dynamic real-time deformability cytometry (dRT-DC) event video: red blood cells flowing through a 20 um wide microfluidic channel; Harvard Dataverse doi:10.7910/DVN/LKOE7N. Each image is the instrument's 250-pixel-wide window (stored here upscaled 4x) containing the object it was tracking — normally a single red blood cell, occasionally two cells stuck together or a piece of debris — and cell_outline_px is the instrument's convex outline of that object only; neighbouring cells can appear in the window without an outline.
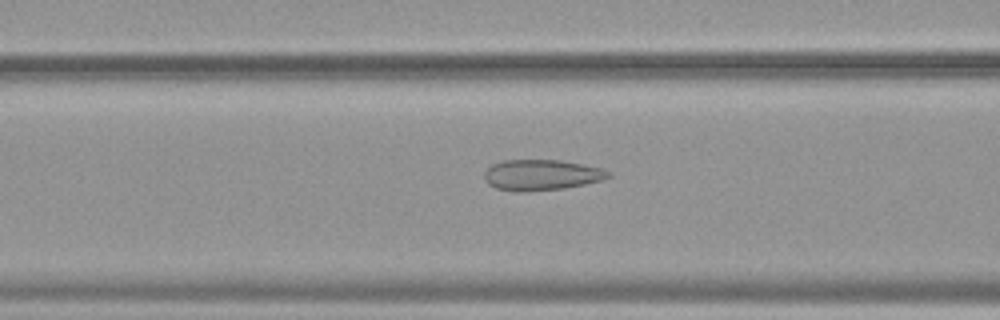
{"species": "common noctule bat (a hibernating species)", "species_latin": "Nyctalus noctula", "temperature_condition": "warm", "stored_images_in_passage": 53, "camera_frame_rate_fps": 3000, "um_per_image_px": 0.085, "animal": {"sex": "female", "body_mass_g": 19.9}, "frame": {"image": 1, "passage_image": 22, "time_ms": 7.0, "image_size_px": [1000, 320], "cell_outline_px": [[612, 176], [600, 180], [584, 184], [564, 188], [520, 192], [516, 192], [496, 188], [488, 184], [484, 180], [484, 172], [492, 164], [504, 160], [560, 160], [584, 164], [600, 168], [612, 172]], "centroid_in_image_um": [46.01, 14.87], "position_along_channel_um": 120.6, "area_um2": 22.25}}
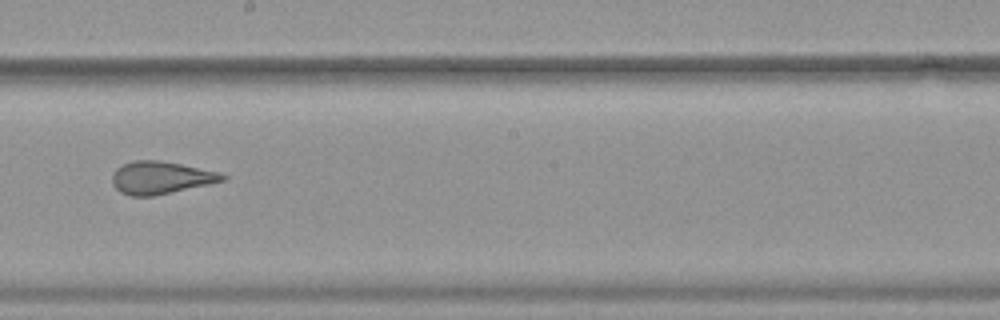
{"frame": {"image": 2, "passage_image": 31, "time_ms": 10.0, "image_size_px": [1000, 320], "cell_outline_px": [[228, 176], [224, 180], [208, 184], [152, 196], [132, 196], [120, 192], [112, 184], [112, 176], [116, 168], [132, 160], [160, 160], [220, 172]], "centroid_in_image_um": [13.64, 15.09], "position_along_channel_um": 234.6, "area_um2": 20.75}}
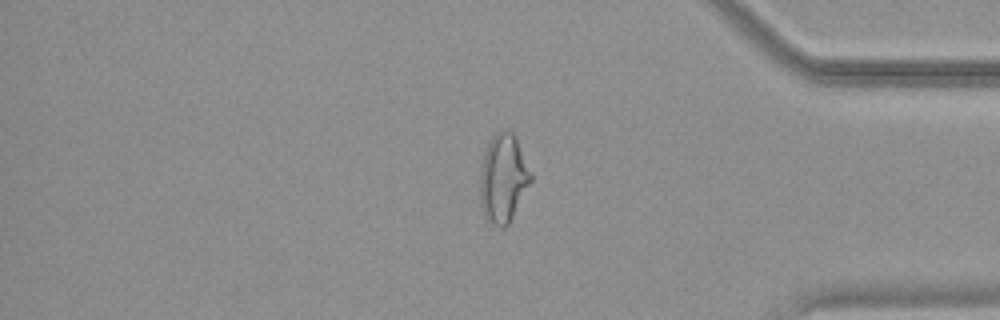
{"frame": {"image": 3, "passage_image": 45, "time_ms": 14.667, "image_size_px": [1000, 320], "cell_outline_px": [[532, 180], [508, 224], [504, 228], [500, 228], [484, 216], [480, 204], [480, 168], [484, 152], [492, 136], [496, 132], [512, 132], [516, 136], [532, 176]], "centroid_in_image_um": [42.76, 15.16], "position_along_channel_um": 392.4, "area_um2": 25.89}, "authors_computed_cell_mechanics": {"area_um2": 25.8366, "velocity_mm_per_s": 3.8042, "shape_relaxation_time_tau1_ms": 11.2765, "shape_relaxation_time_tau2_ms": 0.6781, "deformation_change_tau1": 0.2292, "deformation_change_tau2": 0.0863}}